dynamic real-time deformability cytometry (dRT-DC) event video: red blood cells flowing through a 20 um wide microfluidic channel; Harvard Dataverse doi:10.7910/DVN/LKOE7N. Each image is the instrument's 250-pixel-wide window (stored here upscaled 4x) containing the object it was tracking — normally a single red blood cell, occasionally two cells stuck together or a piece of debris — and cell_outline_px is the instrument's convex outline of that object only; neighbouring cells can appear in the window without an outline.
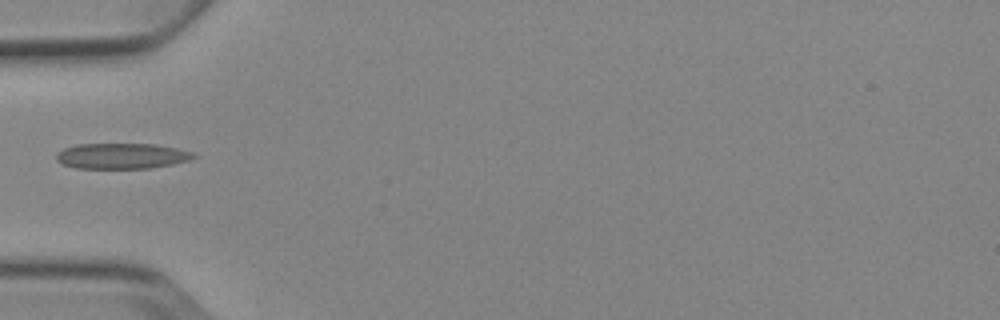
{"species": "Egyptian fruit bat (a non-hibernating species)", "species_latin": "Rousettus aegyptiacus", "temperature_condition": "cold", "stored_images_in_passage": 1, "camera_frame_rate_fps": 3000, "um_per_image_px": 0.085, "animal": {"sex": "female"}, "frame": {"image": 1, "passage_image": 1, "time_ms": 0.0, "image_size_px": [1000, 320], "cell_outline_px": [[196, 156], [188, 160], [172, 164], [152, 168], [76, 168], [64, 164], [56, 160], [56, 152], [64, 148], [76, 144], [156, 144], [176, 148], [192, 152]], "centroid_in_image_um": [10.32, 13.25], "position_along_channel_um": 74.7, "area_um2": 20.4}}